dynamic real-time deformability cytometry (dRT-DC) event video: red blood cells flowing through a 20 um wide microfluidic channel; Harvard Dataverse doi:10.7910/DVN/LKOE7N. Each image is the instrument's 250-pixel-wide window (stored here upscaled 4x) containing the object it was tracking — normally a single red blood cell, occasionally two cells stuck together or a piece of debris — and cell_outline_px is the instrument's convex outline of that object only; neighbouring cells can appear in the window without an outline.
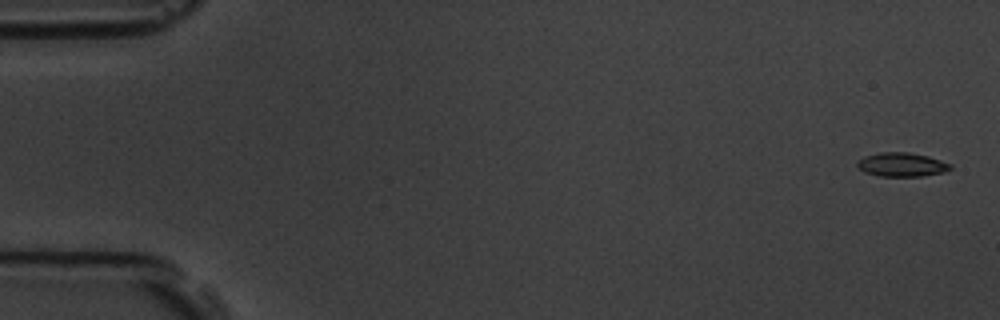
{"species": "common noctule bat (a hibernating species)", "species_latin": "Nyctalus noctula", "temperature_condition": "room temperature", "stored_images_in_passage": 6, "segment_of_instrument_passage": [2, 2], "camera_frame_rate_fps": 3000, "um_per_image_px": 0.085, "animal": {"sex": "male", "body_mass_g": 19.5, "forearm_length_mm": 54.6}, "frame": {"image": 1, "passage_image": 6, "time_ms": 5.667, "image_size_px": [1000, 320], "cell_outline_px": [[952, 168], [944, 172], [920, 176], [880, 176], [864, 172], [856, 164], [864, 156], [880, 152], [908, 152], [928, 156], [952, 164]], "centroid_in_image_um": [76.66, 13.99], "position_along_channel_um": 8.3, "area_um2": 12.89}}